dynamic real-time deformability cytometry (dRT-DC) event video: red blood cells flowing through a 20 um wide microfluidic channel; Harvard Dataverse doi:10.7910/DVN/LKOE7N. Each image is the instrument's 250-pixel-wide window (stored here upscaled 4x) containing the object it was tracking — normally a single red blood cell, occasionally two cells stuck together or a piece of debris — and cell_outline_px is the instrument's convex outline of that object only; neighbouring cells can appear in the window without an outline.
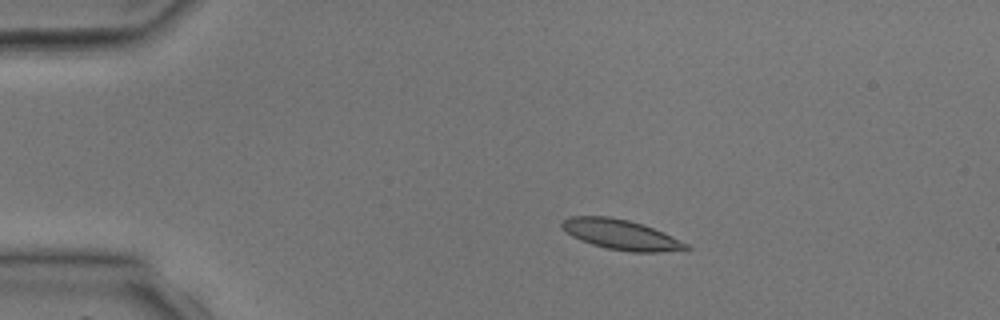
{"species": "common noctule bat (a hibernating species)", "species_latin": "Nyctalus noctula", "temperature_condition": "room temperature", "stored_images_in_passage": 3, "camera_frame_rate_fps": 3000, "um_per_image_px": 0.085, "animal": {"sex": "male", "body_mass_g": 17.9, "forearm_length_mm": 54.2}, "frame": {"image": 1, "passage_image": 2, "time_ms": 1.333, "image_size_px": [1000, 320], "cell_outline_px": [[692, 248], [660, 252], [632, 252], [608, 248], [592, 244], [580, 240], [572, 236], [560, 224], [568, 216], [608, 216], [628, 220], [644, 224], [688, 244]], "centroid_in_image_um": [52.77, 19.93], "position_along_channel_um": 32.2, "area_um2": 21.44}}